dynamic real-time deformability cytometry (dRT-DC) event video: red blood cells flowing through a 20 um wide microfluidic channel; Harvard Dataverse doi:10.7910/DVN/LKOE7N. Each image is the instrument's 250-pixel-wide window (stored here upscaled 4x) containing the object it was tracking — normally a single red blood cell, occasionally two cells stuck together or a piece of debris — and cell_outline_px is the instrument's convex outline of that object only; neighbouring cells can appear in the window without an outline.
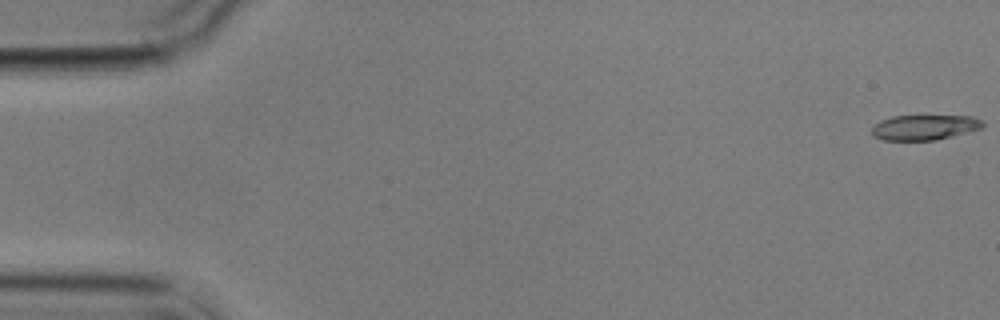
{"species": "common noctule bat (a hibernating species)", "species_latin": "Nyctalus noctula", "temperature_condition": "cold", "stored_images_in_passage": 6, "camera_frame_rate_fps": 3000, "um_per_image_px": 0.085, "animal": {"sex": "male", "body_mass_g": 17.9}, "frame": {"image": 1, "passage_image": 1, "time_ms": 0.0, "image_size_px": [1000, 320], "cell_outline_px": [[984, 128], [936, 140], [884, 140], [872, 136], [872, 128], [880, 120], [892, 116], [972, 116], [980, 120], [984, 124]], "centroid_in_image_um": [78.58, 10.83], "position_along_channel_um": 6.4, "area_um2": 16.24}}